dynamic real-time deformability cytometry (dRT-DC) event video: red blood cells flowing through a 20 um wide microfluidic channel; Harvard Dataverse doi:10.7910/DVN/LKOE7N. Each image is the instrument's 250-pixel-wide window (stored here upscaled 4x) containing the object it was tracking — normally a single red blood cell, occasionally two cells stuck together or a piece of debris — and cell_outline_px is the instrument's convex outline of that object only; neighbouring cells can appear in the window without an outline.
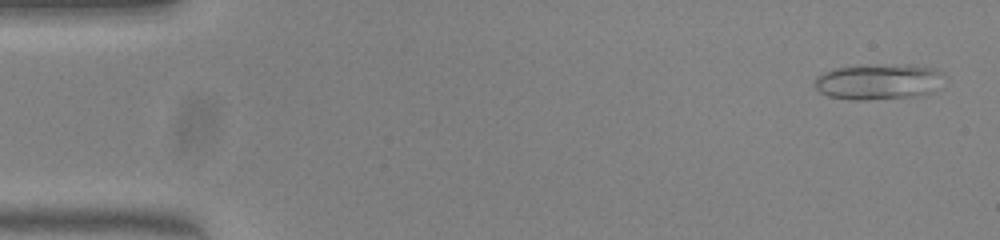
{"species": "common noctule bat (a hibernating species)", "species_latin": "Nyctalus noctula", "temperature_condition": "warm", "stored_images_in_passage": 49, "camera_frame_rate_fps": 3000, "um_per_image_px": 0.085, "animal": {"sex": "female", "body_mass_g": 23.0, "forearm_length_mm": 53.4}, "frame": {"image": 1, "passage_image": 1, "time_ms": 0.0, "image_size_px": [1000, 240], "cell_outline_px": [[948, 76], [932, 92], [924, 96], [864, 100], [852, 100], [828, 96], [820, 92], [816, 88], [816, 76], [832, 68], [868, 64], [936, 68], [944, 72]], "centroid_in_image_um": [74.7, 6.95], "position_along_channel_um": 10.3, "area_um2": 27.22}}
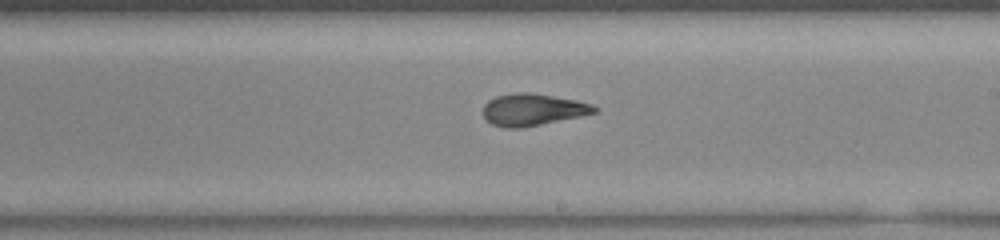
{"frame": {"image": 2, "passage_image": 28, "time_ms": 9.0, "image_size_px": [1000, 240], "cell_outline_px": [[600, 112], [520, 128], [504, 128], [492, 124], [484, 116], [484, 104], [488, 100], [496, 96], [516, 92], [528, 92], [576, 100], [592, 104], [600, 108]], "centroid_in_image_um": [45.31, 9.31], "position_along_channel_um": 243.7, "area_um2": 20.63}}
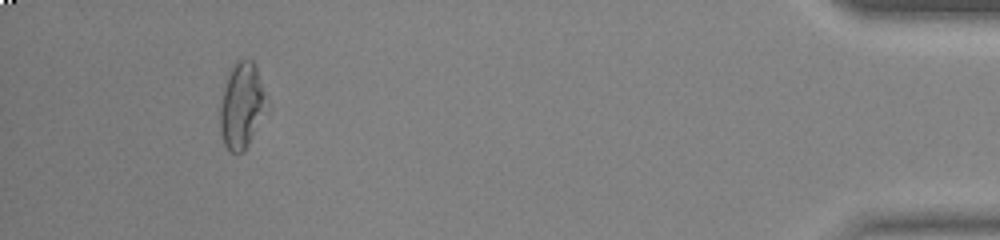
{"frame": {"image": 3, "passage_image": 46, "time_ms": 15.0, "image_size_px": [1000, 240], "cell_outline_px": [[264, 96], [260, 112], [248, 144], [244, 152], [228, 152], [224, 144], [220, 132], [220, 104], [228, 72], [232, 64], [236, 60], [252, 60], [256, 68], [264, 92]], "centroid_in_image_um": [20.43, 8.95], "position_along_channel_um": 414.8, "area_um2": 21.96}, "authors_computed_cell_mechanics": {"area_um2": 21.8484, "velocity_mm_per_s": 4.0083, "shape_relaxation_time_tau1_ms": 4.2752, "shape_relaxation_time_tau2_ms": 1.715, "deformation_change_tau1": 0.1942, "deformation_change_tau2": 0.101}}